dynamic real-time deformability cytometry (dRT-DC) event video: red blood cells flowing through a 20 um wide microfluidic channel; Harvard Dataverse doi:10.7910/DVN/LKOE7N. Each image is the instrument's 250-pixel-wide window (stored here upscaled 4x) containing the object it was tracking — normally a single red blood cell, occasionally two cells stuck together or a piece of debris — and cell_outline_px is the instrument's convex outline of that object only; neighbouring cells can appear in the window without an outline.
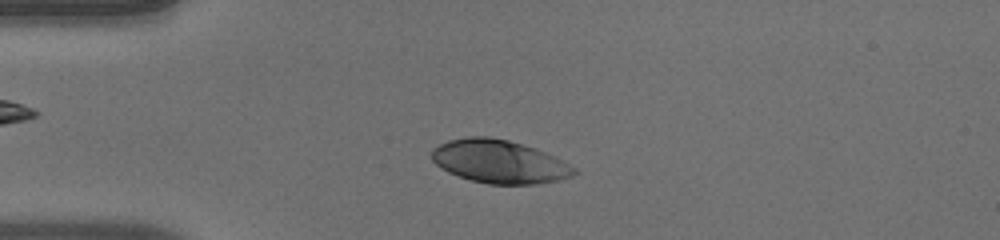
{"species": "human", "species_latin": "Homo sapiens", "temperature_condition": "warm", "stored_images_in_passage": 47, "camera_frame_rate_fps": 3000, "um_per_image_px": 0.085, "donor": {"sex": "male"}, "frame": {"image": 1, "passage_image": 9, "time_ms": 2.667, "image_size_px": [1000, 240], "cell_outline_px": [[576, 172], [572, 176], [560, 180], [532, 184], [488, 184], [472, 180], [448, 172], [436, 164], [432, 160], [432, 148], [448, 140], [468, 136], [488, 136], [508, 140], [544, 152], [576, 168]], "centroid_in_image_um": [42.4, 13.73], "position_along_channel_um": 42.6, "area_um2": 35.43}}
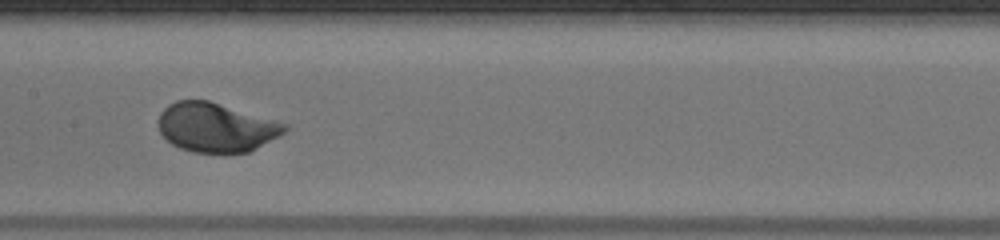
{"frame": {"image": 2, "passage_image": 22, "time_ms": 7.0, "image_size_px": [1000, 240], "cell_outline_px": [[288, 128], [280, 136], [248, 152], [224, 156], [192, 152], [180, 148], [172, 144], [160, 132], [156, 124], [160, 112], [168, 104], [176, 100], [208, 100], [288, 124]], "centroid_in_image_um": [18.34, 10.87], "position_along_channel_um": 189.1, "area_um2": 36.93}}
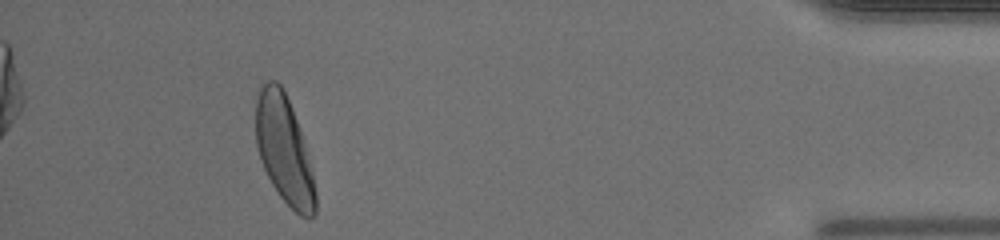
{"frame": {"image": 3, "passage_image": 43, "time_ms": 14.0, "image_size_px": [1000, 240], "cell_outline_px": [[316, 212], [312, 220], [308, 220], [300, 216], [276, 192], [260, 160], [256, 144], [256, 96], [260, 88], [268, 80], [276, 80], [280, 84], [292, 108], [300, 132], [312, 172], [316, 192]], "centroid_in_image_um": [24.14, 12.77], "position_along_channel_um": 411.1, "area_um2": 37.11}, "authors_computed_cell_mechanics": {"area_um2": 36.3562, "velocity_mm_per_s": 3.9949, "shape_relaxation_time_tau1_ms": 1.6512, "shape_relaxation_time_tau2_ms": null, "deformation_change_tau1": 0.1456, "deformation_change_tau2": null}}